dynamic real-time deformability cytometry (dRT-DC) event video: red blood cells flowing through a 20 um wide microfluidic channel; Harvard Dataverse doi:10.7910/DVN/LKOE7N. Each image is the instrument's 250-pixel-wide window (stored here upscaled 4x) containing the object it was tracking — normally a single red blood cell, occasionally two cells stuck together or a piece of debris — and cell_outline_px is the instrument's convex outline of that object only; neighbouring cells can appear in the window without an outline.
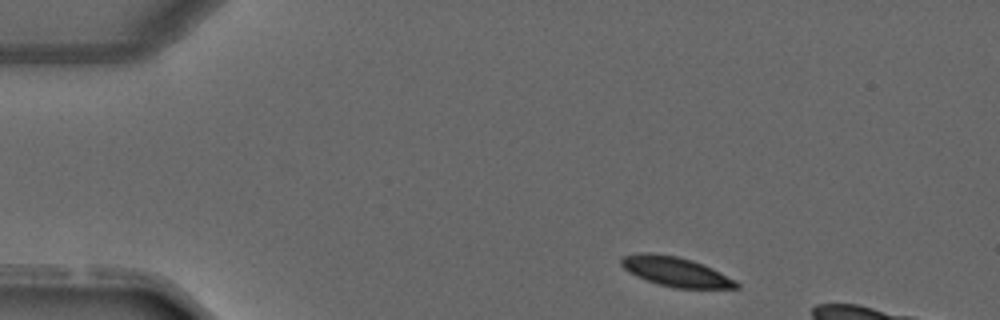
{"species": "common noctule bat (a hibernating species)", "species_latin": "Nyctalus noctula", "temperature_condition": "warm", "stored_images_in_passage": 3, "camera_frame_rate_fps": 3000, "um_per_image_px": 0.085, "animal": {"sex": "male", "forearm_length_mm": 52.5}, "frame": {"image": 1, "passage_image": 1, "time_ms": 0.0, "image_size_px": [1000, 320], "cell_outline_px": [[740, 288], [672, 288], [656, 284], [636, 276], [628, 272], [620, 264], [620, 260], [624, 256], [640, 252], [648, 252], [676, 256], [692, 260], [704, 264], [736, 280], [740, 284]], "centroid_in_image_um": [57.43, 23.1], "position_along_channel_um": 27.6, "area_um2": 20.0}}